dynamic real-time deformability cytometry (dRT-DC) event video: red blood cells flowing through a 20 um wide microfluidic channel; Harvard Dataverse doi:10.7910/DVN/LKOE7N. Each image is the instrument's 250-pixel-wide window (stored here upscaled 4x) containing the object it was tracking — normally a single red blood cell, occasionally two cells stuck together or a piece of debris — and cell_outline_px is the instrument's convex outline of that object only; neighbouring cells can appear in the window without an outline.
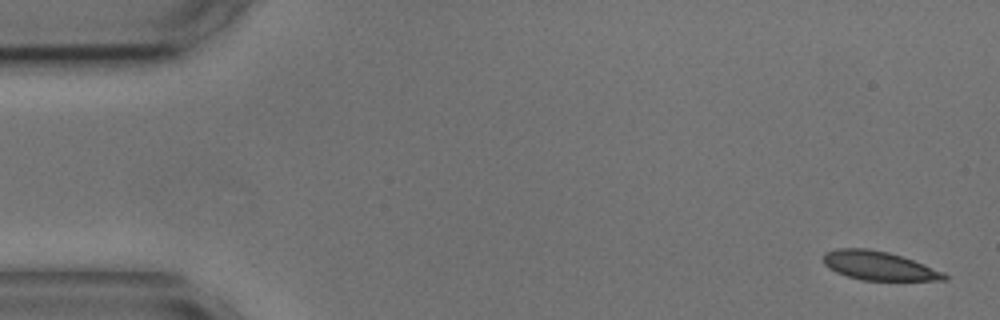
{"species": "common noctule bat (a hibernating species)", "species_latin": "Nyctalus noctula", "temperature_condition": "cold", "stored_images_in_passage": 5, "camera_frame_rate_fps": 3000, "um_per_image_px": 0.085, "animal": {"sex": "male", "body_mass_g": 17.9, "forearm_length_mm": 54.2}, "frame": {"image": 1, "passage_image": 1, "time_ms": 0.0, "image_size_px": [1000, 320], "cell_outline_px": [[948, 280], [860, 280], [836, 272], [828, 268], [824, 264], [824, 252], [836, 248], [868, 248], [888, 252], [924, 264], [944, 272], [948, 276]], "centroid_in_image_um": [74.68, 22.58], "position_along_channel_um": 10.3, "area_um2": 20.29}}
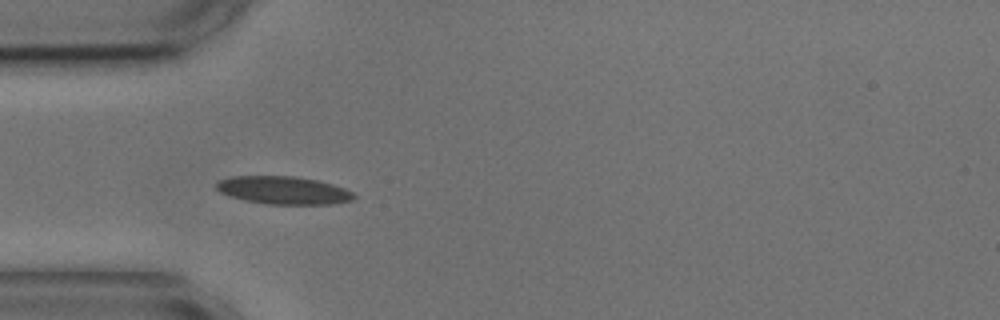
{"frame": {"image": 2, "passage_image": 4, "time_ms": 4.667, "image_size_px": [1000, 320], "cell_outline_px": [[356, 196], [352, 200], [332, 204], [264, 204], [232, 196], [220, 192], [216, 188], [216, 184], [220, 180], [232, 176], [296, 176], [316, 180], [332, 184], [344, 188], [352, 192]], "centroid_in_image_um": [24.11, 16.17], "position_along_channel_um": 60.9, "area_um2": 22.14}}